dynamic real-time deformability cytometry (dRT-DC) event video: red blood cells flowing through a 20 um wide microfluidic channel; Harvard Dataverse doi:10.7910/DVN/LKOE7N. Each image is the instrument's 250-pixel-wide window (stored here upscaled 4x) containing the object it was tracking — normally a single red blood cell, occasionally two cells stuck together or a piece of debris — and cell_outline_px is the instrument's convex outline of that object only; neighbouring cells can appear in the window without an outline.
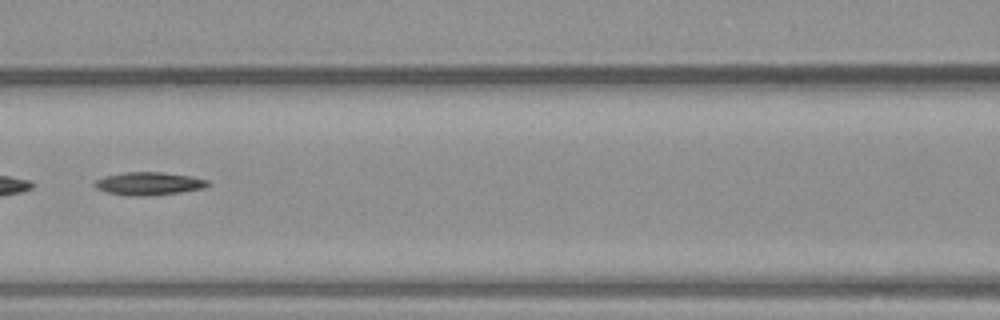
{"species": "common noctule bat (a hibernating species)", "species_latin": "Nyctalus noctula", "temperature_condition": "warm", "stored_images_in_passage": 40, "segment_of_instrument_passage": [2, 2], "camera_frame_rate_fps": 3000, "um_per_image_px": 0.085, "animal": {"sex": "male", "body_mass_g": 23.1, "forearm_length_mm": 52.7}, "frame": {"image": 1, "passage_image": 17, "time_ms": 5.333, "image_size_px": [1000, 320], "cell_outline_px": [[208, 184], [204, 188], [180, 192], [148, 196], [128, 196], [104, 192], [96, 188], [92, 184], [96, 180], [104, 176], [124, 172], [160, 172], [192, 176], [208, 180]], "centroid_in_image_um": [12.59, 15.61], "position_along_channel_um": 154.0, "area_um2": 15.26}}
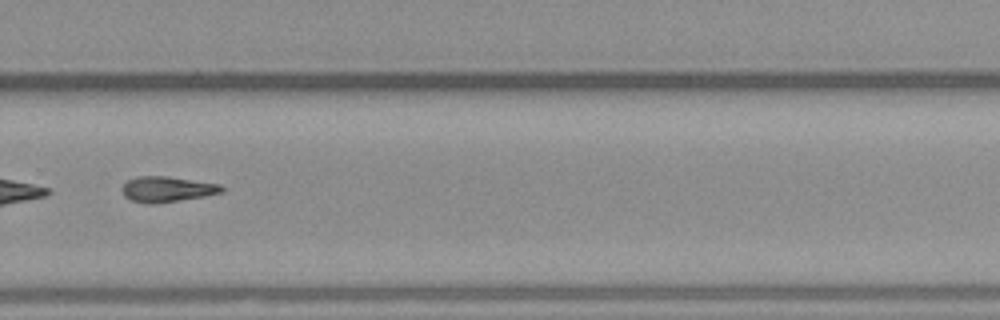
{"frame": {"image": 2, "passage_image": 27, "time_ms": 8.667, "image_size_px": [1000, 320], "cell_outline_px": [[224, 192], [204, 196], [156, 204], [144, 204], [132, 200], [124, 196], [120, 188], [128, 180], [136, 176], [164, 176], [220, 184], [224, 188]], "centroid_in_image_um": [14.17, 16.09], "position_along_channel_um": 315.6, "area_um2": 14.85}}